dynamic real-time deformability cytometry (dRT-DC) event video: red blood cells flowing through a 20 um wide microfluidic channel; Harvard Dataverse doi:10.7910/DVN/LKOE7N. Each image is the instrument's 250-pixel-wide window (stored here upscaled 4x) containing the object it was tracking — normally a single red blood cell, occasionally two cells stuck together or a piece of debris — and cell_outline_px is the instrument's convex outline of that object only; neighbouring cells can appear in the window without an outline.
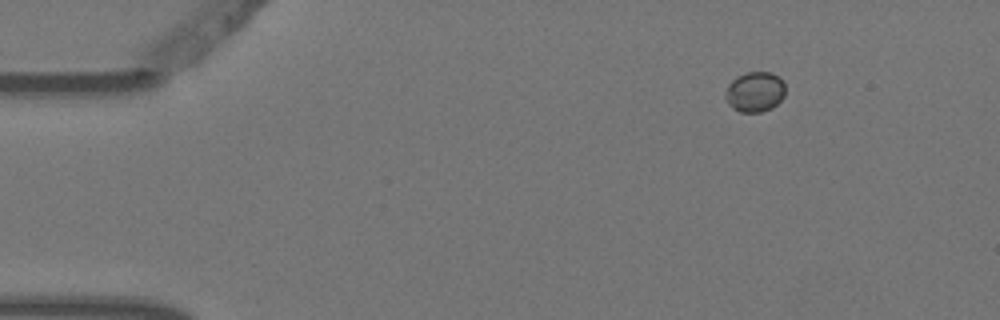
{"species": "Egyptian fruit bat (a non-hibernating species)", "species_latin": "Rousettus aegyptiacus", "temperature_condition": "warm", "stored_images_in_passage": 6, "camera_frame_rate_fps": 3000, "um_per_image_px": 0.085, "animal": {"sex": "female"}, "frame": {"image": 1, "passage_image": 1, "time_ms": 0.0, "image_size_px": [1000, 320], "cell_outline_px": [[784, 96], [772, 108], [760, 112], [740, 112], [732, 108], [728, 104], [724, 96], [724, 92], [728, 84], [736, 76], [748, 72], [772, 72], [784, 84]], "centroid_in_image_um": [64.12, 7.81], "position_along_channel_um": 20.9, "area_um2": 14.05}}
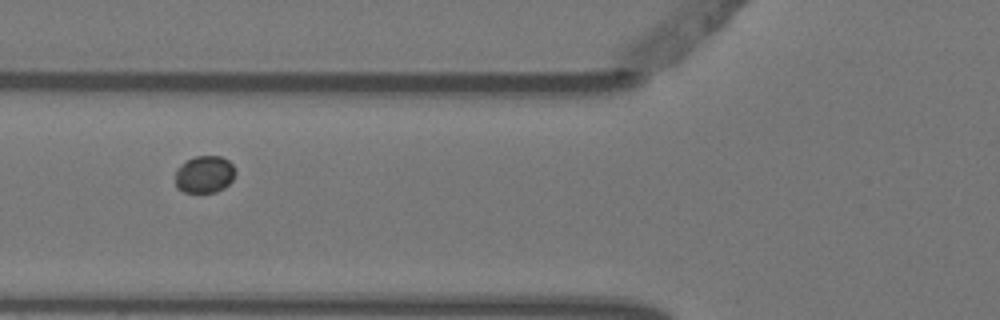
{"frame": {"image": 2, "passage_image": 5, "time_ms": 1.333, "image_size_px": [1000, 320], "cell_outline_px": [[236, 172], [232, 180], [224, 188], [216, 192], [184, 192], [176, 188], [176, 168], [180, 164], [196, 156], [220, 156], [228, 160], [232, 164]], "centroid_in_image_um": [17.38, 14.82], "position_along_channel_um": 108.4, "area_um2": 13.06}}
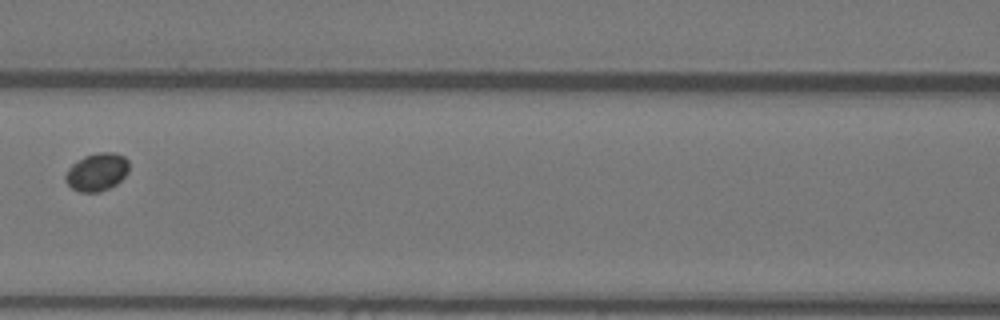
{"frame": {"image": 3, "passage_image": 6, "time_ms": 1.667, "image_size_px": [1000, 320], "cell_outline_px": [[128, 172], [116, 184], [100, 192], [80, 192], [72, 188], [64, 180], [64, 176], [68, 168], [76, 160], [84, 156], [96, 152], [116, 152], [124, 156], [128, 160]], "centroid_in_image_um": [8.22, 14.6], "position_along_channel_um": 158.4, "area_um2": 14.16}}